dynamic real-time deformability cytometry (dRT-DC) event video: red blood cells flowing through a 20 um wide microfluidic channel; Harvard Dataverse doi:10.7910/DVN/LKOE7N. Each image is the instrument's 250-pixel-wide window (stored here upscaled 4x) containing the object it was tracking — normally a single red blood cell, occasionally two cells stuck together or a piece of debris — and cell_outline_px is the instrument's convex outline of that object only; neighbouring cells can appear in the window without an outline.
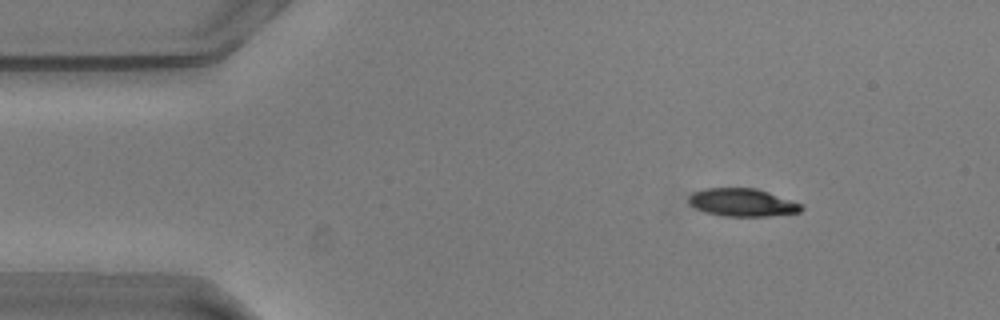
{"species": "common noctule bat (a hibernating species)", "species_latin": "Nyctalus noctula", "temperature_condition": "warm", "stored_images_in_passage": 54, "camera_frame_rate_fps": 3000, "um_per_image_px": 0.085, "animal": {"sex": "male", "body_mass_g": 20.5, "forearm_length_mm": 52.5}, "frame": {"image": 1, "passage_image": 6, "time_ms": 1.667, "image_size_px": [1000, 320], "cell_outline_px": [[804, 208], [800, 212], [768, 216], [724, 216], [704, 212], [688, 204], [688, 196], [692, 192], [704, 188], [756, 188], [804, 204]], "centroid_in_image_um": [63.09, 17.21], "position_along_channel_um": 21.9, "area_um2": 18.5}}
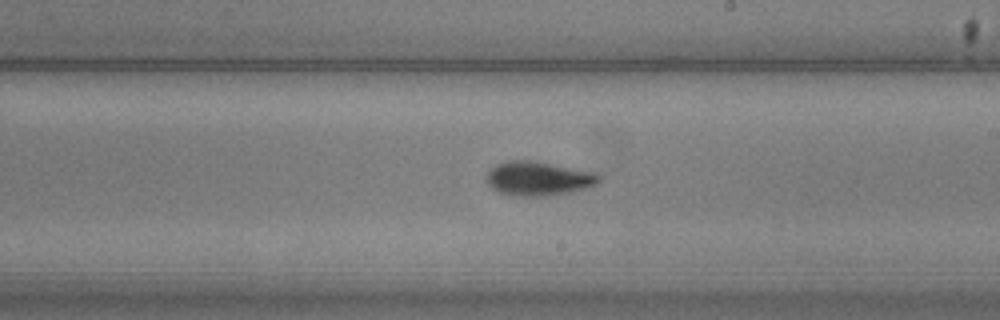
{"frame": {"image": 2, "passage_image": 30, "time_ms": 9.667, "image_size_px": [1000, 320], "cell_outline_px": [[600, 180], [596, 184], [588, 188], [572, 192], [536, 196], [524, 196], [500, 192], [492, 188], [488, 184], [488, 172], [496, 164], [508, 160], [528, 160], [588, 172], [600, 176]], "centroid_in_image_um": [45.73, 15.18], "position_along_channel_um": 243.3, "area_um2": 21.5}}
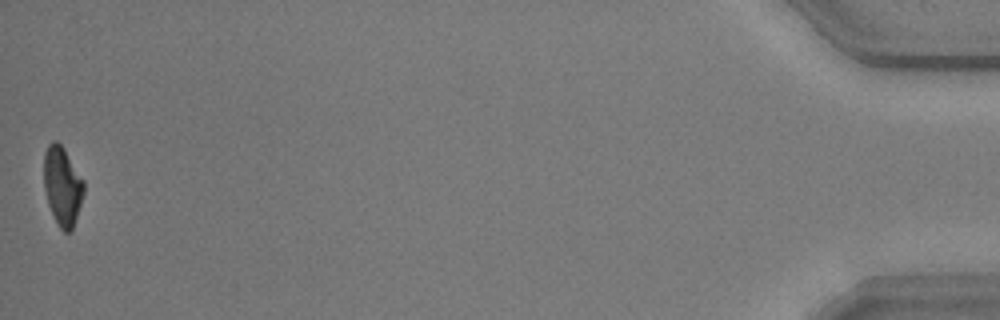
{"frame": {"image": 3, "passage_image": 54, "time_ms": 17.667, "image_size_px": [1000, 320], "cell_outline_px": [[84, 192], [72, 232], [64, 232], [60, 228], [48, 204], [44, 188], [44, 152], [48, 144], [52, 140], [56, 140], [64, 148], [84, 180]], "centroid_in_image_um": [5.3, 15.79], "position_along_channel_um": 429.9, "area_um2": 18.38}, "authors_computed_cell_mechanics": {"area_um2": 19.9988, "velocity_mm_per_s": 3.6153, "shape_relaxation_time_tau1_ms": 4.7516, "shape_relaxation_time_tau2_ms": 4.7801, "deformation_change_tau1": 0.1784, "deformation_change_tau2": 0.1096}}